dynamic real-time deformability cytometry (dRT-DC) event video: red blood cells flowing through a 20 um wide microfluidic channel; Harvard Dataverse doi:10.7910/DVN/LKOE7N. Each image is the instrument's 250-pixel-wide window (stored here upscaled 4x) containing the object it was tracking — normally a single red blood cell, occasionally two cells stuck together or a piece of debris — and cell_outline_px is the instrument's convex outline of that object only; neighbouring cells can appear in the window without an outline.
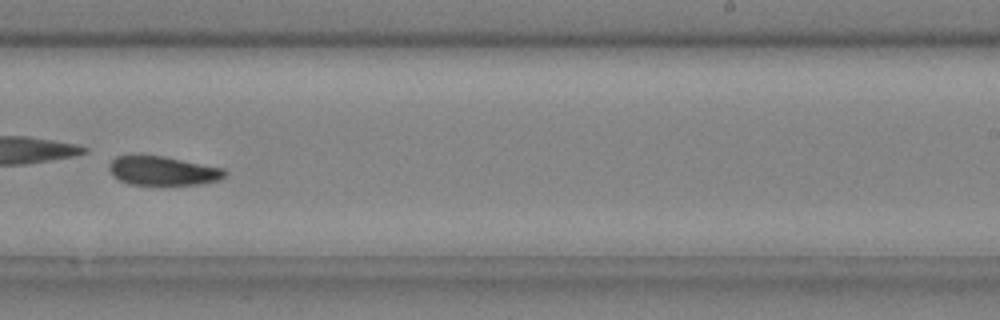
{"species": "common noctule bat (a hibernating species)", "species_latin": "Nyctalus noctula", "temperature_condition": "cold", "stored_images_in_passage": 35, "camera_frame_rate_fps": 3000, "um_per_image_px": 0.085, "animal": {"sex": "male", "body_mass_g": 20.4}, "frame": {"image": 1, "passage_image": 20, "time_ms": 6.333, "image_size_px": [1000, 320], "cell_outline_px": [[228, 172], [220, 180], [200, 184], [128, 184], [112, 176], [108, 168], [108, 164], [116, 156], [132, 152], [140, 152], [164, 156], [224, 168]], "centroid_in_image_um": [13.76, 14.46], "position_along_channel_um": 275.2, "area_um2": 20.29}, "authors_computed_cell_mechanics": {"area_um2": 19.9988, "velocity_mm_per_s": 4.2027, "shape_relaxation_time_tau1_ms": 4.6337, "shape_relaxation_time_tau2_ms": 3.8405, "deformation_change_tau1": 0.1943, "deformation_change_tau2": 0.1041}}